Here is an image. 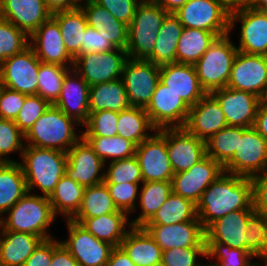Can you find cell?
Returning a JSON list of instances; mask_svg holds the SVG:
<instances>
[{
    "mask_svg": "<svg viewBox=\"0 0 267 266\" xmlns=\"http://www.w3.org/2000/svg\"><path fill=\"white\" fill-rule=\"evenodd\" d=\"M78 124L54 105L39 117L24 135L26 146L67 152L81 137L75 131Z\"/></svg>",
    "mask_w": 267,
    "mask_h": 266,
    "instance_id": "obj_4",
    "label": "cell"
},
{
    "mask_svg": "<svg viewBox=\"0 0 267 266\" xmlns=\"http://www.w3.org/2000/svg\"><path fill=\"white\" fill-rule=\"evenodd\" d=\"M166 147L174 174L187 171L206 156V143L184 128H166Z\"/></svg>",
    "mask_w": 267,
    "mask_h": 266,
    "instance_id": "obj_19",
    "label": "cell"
},
{
    "mask_svg": "<svg viewBox=\"0 0 267 266\" xmlns=\"http://www.w3.org/2000/svg\"><path fill=\"white\" fill-rule=\"evenodd\" d=\"M239 137L242 127H224L205 141L206 155L224 166L238 149Z\"/></svg>",
    "mask_w": 267,
    "mask_h": 266,
    "instance_id": "obj_41",
    "label": "cell"
},
{
    "mask_svg": "<svg viewBox=\"0 0 267 266\" xmlns=\"http://www.w3.org/2000/svg\"><path fill=\"white\" fill-rule=\"evenodd\" d=\"M253 210L267 216V168L250 178Z\"/></svg>",
    "mask_w": 267,
    "mask_h": 266,
    "instance_id": "obj_58",
    "label": "cell"
},
{
    "mask_svg": "<svg viewBox=\"0 0 267 266\" xmlns=\"http://www.w3.org/2000/svg\"><path fill=\"white\" fill-rule=\"evenodd\" d=\"M69 237L61 241L80 266H106L114 248L108 242L99 240L79 223L67 220Z\"/></svg>",
    "mask_w": 267,
    "mask_h": 266,
    "instance_id": "obj_13",
    "label": "cell"
},
{
    "mask_svg": "<svg viewBox=\"0 0 267 266\" xmlns=\"http://www.w3.org/2000/svg\"><path fill=\"white\" fill-rule=\"evenodd\" d=\"M127 59L126 50L120 48L98 53H82L74 60L73 69L92 86L121 78Z\"/></svg>",
    "mask_w": 267,
    "mask_h": 266,
    "instance_id": "obj_8",
    "label": "cell"
},
{
    "mask_svg": "<svg viewBox=\"0 0 267 266\" xmlns=\"http://www.w3.org/2000/svg\"><path fill=\"white\" fill-rule=\"evenodd\" d=\"M3 233H4V227H3L2 220L0 218V246H1V241H2V237H3Z\"/></svg>",
    "mask_w": 267,
    "mask_h": 266,
    "instance_id": "obj_68",
    "label": "cell"
},
{
    "mask_svg": "<svg viewBox=\"0 0 267 266\" xmlns=\"http://www.w3.org/2000/svg\"><path fill=\"white\" fill-rule=\"evenodd\" d=\"M169 13L155 3H140L135 10L128 30H146L159 32L165 17Z\"/></svg>",
    "mask_w": 267,
    "mask_h": 266,
    "instance_id": "obj_49",
    "label": "cell"
},
{
    "mask_svg": "<svg viewBox=\"0 0 267 266\" xmlns=\"http://www.w3.org/2000/svg\"><path fill=\"white\" fill-rule=\"evenodd\" d=\"M143 228L162 251L172 248L206 247L205 230L200 221L168 225H144Z\"/></svg>",
    "mask_w": 267,
    "mask_h": 266,
    "instance_id": "obj_20",
    "label": "cell"
},
{
    "mask_svg": "<svg viewBox=\"0 0 267 266\" xmlns=\"http://www.w3.org/2000/svg\"><path fill=\"white\" fill-rule=\"evenodd\" d=\"M73 67L41 62L38 71L37 95L53 105L60 96L65 75Z\"/></svg>",
    "mask_w": 267,
    "mask_h": 266,
    "instance_id": "obj_42",
    "label": "cell"
},
{
    "mask_svg": "<svg viewBox=\"0 0 267 266\" xmlns=\"http://www.w3.org/2000/svg\"><path fill=\"white\" fill-rule=\"evenodd\" d=\"M110 196L112 197L118 210L129 215L136 211V200L138 197L139 184L137 183H120L106 184Z\"/></svg>",
    "mask_w": 267,
    "mask_h": 266,
    "instance_id": "obj_54",
    "label": "cell"
},
{
    "mask_svg": "<svg viewBox=\"0 0 267 266\" xmlns=\"http://www.w3.org/2000/svg\"><path fill=\"white\" fill-rule=\"evenodd\" d=\"M84 11L89 27L105 31L107 40L116 48L126 50L128 43V25L117 20L107 9L95 1L80 6Z\"/></svg>",
    "mask_w": 267,
    "mask_h": 266,
    "instance_id": "obj_29",
    "label": "cell"
},
{
    "mask_svg": "<svg viewBox=\"0 0 267 266\" xmlns=\"http://www.w3.org/2000/svg\"><path fill=\"white\" fill-rule=\"evenodd\" d=\"M155 0H139L140 3H154Z\"/></svg>",
    "mask_w": 267,
    "mask_h": 266,
    "instance_id": "obj_70",
    "label": "cell"
},
{
    "mask_svg": "<svg viewBox=\"0 0 267 266\" xmlns=\"http://www.w3.org/2000/svg\"><path fill=\"white\" fill-rule=\"evenodd\" d=\"M254 129L267 140V101L262 100L258 107Z\"/></svg>",
    "mask_w": 267,
    "mask_h": 266,
    "instance_id": "obj_61",
    "label": "cell"
},
{
    "mask_svg": "<svg viewBox=\"0 0 267 266\" xmlns=\"http://www.w3.org/2000/svg\"><path fill=\"white\" fill-rule=\"evenodd\" d=\"M29 36L0 16V64L29 46Z\"/></svg>",
    "mask_w": 267,
    "mask_h": 266,
    "instance_id": "obj_46",
    "label": "cell"
},
{
    "mask_svg": "<svg viewBox=\"0 0 267 266\" xmlns=\"http://www.w3.org/2000/svg\"><path fill=\"white\" fill-rule=\"evenodd\" d=\"M119 113L110 110L90 112L82 131L83 137H112L117 135Z\"/></svg>",
    "mask_w": 267,
    "mask_h": 266,
    "instance_id": "obj_50",
    "label": "cell"
},
{
    "mask_svg": "<svg viewBox=\"0 0 267 266\" xmlns=\"http://www.w3.org/2000/svg\"><path fill=\"white\" fill-rule=\"evenodd\" d=\"M51 12L79 8L74 0H43Z\"/></svg>",
    "mask_w": 267,
    "mask_h": 266,
    "instance_id": "obj_63",
    "label": "cell"
},
{
    "mask_svg": "<svg viewBox=\"0 0 267 266\" xmlns=\"http://www.w3.org/2000/svg\"><path fill=\"white\" fill-rule=\"evenodd\" d=\"M224 172L252 177L267 168V140L254 127L243 128L238 149L223 166Z\"/></svg>",
    "mask_w": 267,
    "mask_h": 266,
    "instance_id": "obj_7",
    "label": "cell"
},
{
    "mask_svg": "<svg viewBox=\"0 0 267 266\" xmlns=\"http://www.w3.org/2000/svg\"><path fill=\"white\" fill-rule=\"evenodd\" d=\"M250 6L256 10L267 12V0H253Z\"/></svg>",
    "mask_w": 267,
    "mask_h": 266,
    "instance_id": "obj_66",
    "label": "cell"
},
{
    "mask_svg": "<svg viewBox=\"0 0 267 266\" xmlns=\"http://www.w3.org/2000/svg\"><path fill=\"white\" fill-rule=\"evenodd\" d=\"M253 209L250 177L224 172L203 193L196 212L206 230L214 221L236 210Z\"/></svg>",
    "mask_w": 267,
    "mask_h": 266,
    "instance_id": "obj_1",
    "label": "cell"
},
{
    "mask_svg": "<svg viewBox=\"0 0 267 266\" xmlns=\"http://www.w3.org/2000/svg\"><path fill=\"white\" fill-rule=\"evenodd\" d=\"M227 87L253 93L264 100L267 93V56L238 51Z\"/></svg>",
    "mask_w": 267,
    "mask_h": 266,
    "instance_id": "obj_12",
    "label": "cell"
},
{
    "mask_svg": "<svg viewBox=\"0 0 267 266\" xmlns=\"http://www.w3.org/2000/svg\"><path fill=\"white\" fill-rule=\"evenodd\" d=\"M104 173L105 184L143 183L141 169L135 156L110 162Z\"/></svg>",
    "mask_w": 267,
    "mask_h": 266,
    "instance_id": "obj_47",
    "label": "cell"
},
{
    "mask_svg": "<svg viewBox=\"0 0 267 266\" xmlns=\"http://www.w3.org/2000/svg\"><path fill=\"white\" fill-rule=\"evenodd\" d=\"M222 2L230 11H232L238 8L250 6L253 0H222Z\"/></svg>",
    "mask_w": 267,
    "mask_h": 266,
    "instance_id": "obj_65",
    "label": "cell"
},
{
    "mask_svg": "<svg viewBox=\"0 0 267 266\" xmlns=\"http://www.w3.org/2000/svg\"><path fill=\"white\" fill-rule=\"evenodd\" d=\"M71 220L79 223L99 240L108 242L114 247H119L125 238L129 231L126 226L132 227L131 223H128V214L120 210L99 217L72 218Z\"/></svg>",
    "mask_w": 267,
    "mask_h": 266,
    "instance_id": "obj_27",
    "label": "cell"
},
{
    "mask_svg": "<svg viewBox=\"0 0 267 266\" xmlns=\"http://www.w3.org/2000/svg\"><path fill=\"white\" fill-rule=\"evenodd\" d=\"M40 63L28 46L0 64V85L26 95L37 94Z\"/></svg>",
    "mask_w": 267,
    "mask_h": 266,
    "instance_id": "obj_10",
    "label": "cell"
},
{
    "mask_svg": "<svg viewBox=\"0 0 267 266\" xmlns=\"http://www.w3.org/2000/svg\"><path fill=\"white\" fill-rule=\"evenodd\" d=\"M223 166L209 156L171 179L172 192L197 204L202 193L222 174Z\"/></svg>",
    "mask_w": 267,
    "mask_h": 266,
    "instance_id": "obj_17",
    "label": "cell"
},
{
    "mask_svg": "<svg viewBox=\"0 0 267 266\" xmlns=\"http://www.w3.org/2000/svg\"><path fill=\"white\" fill-rule=\"evenodd\" d=\"M160 81L181 97L189 107L206 94L192 64L175 62L161 65Z\"/></svg>",
    "mask_w": 267,
    "mask_h": 266,
    "instance_id": "obj_25",
    "label": "cell"
},
{
    "mask_svg": "<svg viewBox=\"0 0 267 266\" xmlns=\"http://www.w3.org/2000/svg\"><path fill=\"white\" fill-rule=\"evenodd\" d=\"M57 21L64 45L70 56L75 60L81 54V46L85 30L88 27L87 18L81 7L53 12Z\"/></svg>",
    "mask_w": 267,
    "mask_h": 266,
    "instance_id": "obj_30",
    "label": "cell"
},
{
    "mask_svg": "<svg viewBox=\"0 0 267 266\" xmlns=\"http://www.w3.org/2000/svg\"><path fill=\"white\" fill-rule=\"evenodd\" d=\"M211 94L221 105L228 126L248 128L254 125L262 99L253 93L228 87Z\"/></svg>",
    "mask_w": 267,
    "mask_h": 266,
    "instance_id": "obj_18",
    "label": "cell"
},
{
    "mask_svg": "<svg viewBox=\"0 0 267 266\" xmlns=\"http://www.w3.org/2000/svg\"><path fill=\"white\" fill-rule=\"evenodd\" d=\"M130 106L121 78L90 86L89 112L110 110L119 113Z\"/></svg>",
    "mask_w": 267,
    "mask_h": 266,
    "instance_id": "obj_32",
    "label": "cell"
},
{
    "mask_svg": "<svg viewBox=\"0 0 267 266\" xmlns=\"http://www.w3.org/2000/svg\"><path fill=\"white\" fill-rule=\"evenodd\" d=\"M218 36L201 29L183 28L176 50V62L194 65Z\"/></svg>",
    "mask_w": 267,
    "mask_h": 266,
    "instance_id": "obj_37",
    "label": "cell"
},
{
    "mask_svg": "<svg viewBox=\"0 0 267 266\" xmlns=\"http://www.w3.org/2000/svg\"><path fill=\"white\" fill-rule=\"evenodd\" d=\"M106 266H136L125 251L119 246L114 247Z\"/></svg>",
    "mask_w": 267,
    "mask_h": 266,
    "instance_id": "obj_62",
    "label": "cell"
},
{
    "mask_svg": "<svg viewBox=\"0 0 267 266\" xmlns=\"http://www.w3.org/2000/svg\"><path fill=\"white\" fill-rule=\"evenodd\" d=\"M159 32L128 30L127 56L134 60H147L156 46Z\"/></svg>",
    "mask_w": 267,
    "mask_h": 266,
    "instance_id": "obj_51",
    "label": "cell"
},
{
    "mask_svg": "<svg viewBox=\"0 0 267 266\" xmlns=\"http://www.w3.org/2000/svg\"><path fill=\"white\" fill-rule=\"evenodd\" d=\"M1 217L4 230L33 234L44 239L52 238L48 229L55 221L49 197L27 192Z\"/></svg>",
    "mask_w": 267,
    "mask_h": 266,
    "instance_id": "obj_3",
    "label": "cell"
},
{
    "mask_svg": "<svg viewBox=\"0 0 267 266\" xmlns=\"http://www.w3.org/2000/svg\"><path fill=\"white\" fill-rule=\"evenodd\" d=\"M206 258V247H175L162 251V263L164 266H206L198 261V256Z\"/></svg>",
    "mask_w": 267,
    "mask_h": 266,
    "instance_id": "obj_53",
    "label": "cell"
},
{
    "mask_svg": "<svg viewBox=\"0 0 267 266\" xmlns=\"http://www.w3.org/2000/svg\"><path fill=\"white\" fill-rule=\"evenodd\" d=\"M82 1V4H86V3H90L92 1H95V0H74V2L80 7L82 4L81 2ZM84 2V3H83Z\"/></svg>",
    "mask_w": 267,
    "mask_h": 266,
    "instance_id": "obj_69",
    "label": "cell"
},
{
    "mask_svg": "<svg viewBox=\"0 0 267 266\" xmlns=\"http://www.w3.org/2000/svg\"><path fill=\"white\" fill-rule=\"evenodd\" d=\"M173 14L183 28L213 32L218 37L230 33V10L222 0H188Z\"/></svg>",
    "mask_w": 267,
    "mask_h": 266,
    "instance_id": "obj_6",
    "label": "cell"
},
{
    "mask_svg": "<svg viewBox=\"0 0 267 266\" xmlns=\"http://www.w3.org/2000/svg\"><path fill=\"white\" fill-rule=\"evenodd\" d=\"M26 96V94L0 85V118L15 121Z\"/></svg>",
    "mask_w": 267,
    "mask_h": 266,
    "instance_id": "obj_55",
    "label": "cell"
},
{
    "mask_svg": "<svg viewBox=\"0 0 267 266\" xmlns=\"http://www.w3.org/2000/svg\"><path fill=\"white\" fill-rule=\"evenodd\" d=\"M253 209L236 210L214 221L205 230V241H216L236 249H246V224Z\"/></svg>",
    "mask_w": 267,
    "mask_h": 266,
    "instance_id": "obj_26",
    "label": "cell"
},
{
    "mask_svg": "<svg viewBox=\"0 0 267 266\" xmlns=\"http://www.w3.org/2000/svg\"><path fill=\"white\" fill-rule=\"evenodd\" d=\"M206 242V257L217 258V262L207 266H254L251 259L254 256L246 249H236L216 241Z\"/></svg>",
    "mask_w": 267,
    "mask_h": 266,
    "instance_id": "obj_44",
    "label": "cell"
},
{
    "mask_svg": "<svg viewBox=\"0 0 267 266\" xmlns=\"http://www.w3.org/2000/svg\"><path fill=\"white\" fill-rule=\"evenodd\" d=\"M95 2L126 25L132 22L136 7L140 4L138 0H95Z\"/></svg>",
    "mask_w": 267,
    "mask_h": 266,
    "instance_id": "obj_56",
    "label": "cell"
},
{
    "mask_svg": "<svg viewBox=\"0 0 267 266\" xmlns=\"http://www.w3.org/2000/svg\"><path fill=\"white\" fill-rule=\"evenodd\" d=\"M89 89L90 86L72 68L65 75L60 96L53 105L83 127L90 113Z\"/></svg>",
    "mask_w": 267,
    "mask_h": 266,
    "instance_id": "obj_24",
    "label": "cell"
},
{
    "mask_svg": "<svg viewBox=\"0 0 267 266\" xmlns=\"http://www.w3.org/2000/svg\"><path fill=\"white\" fill-rule=\"evenodd\" d=\"M43 0H0V16L28 36L52 17Z\"/></svg>",
    "mask_w": 267,
    "mask_h": 266,
    "instance_id": "obj_23",
    "label": "cell"
},
{
    "mask_svg": "<svg viewBox=\"0 0 267 266\" xmlns=\"http://www.w3.org/2000/svg\"><path fill=\"white\" fill-rule=\"evenodd\" d=\"M50 105L51 104L47 100L37 94L27 95L22 108L15 119V124L25 135Z\"/></svg>",
    "mask_w": 267,
    "mask_h": 266,
    "instance_id": "obj_52",
    "label": "cell"
},
{
    "mask_svg": "<svg viewBox=\"0 0 267 266\" xmlns=\"http://www.w3.org/2000/svg\"><path fill=\"white\" fill-rule=\"evenodd\" d=\"M188 0H155L154 3L162 7L168 13H174L179 8H181L184 4H186Z\"/></svg>",
    "mask_w": 267,
    "mask_h": 266,
    "instance_id": "obj_64",
    "label": "cell"
},
{
    "mask_svg": "<svg viewBox=\"0 0 267 266\" xmlns=\"http://www.w3.org/2000/svg\"><path fill=\"white\" fill-rule=\"evenodd\" d=\"M236 21L241 23L238 51L267 56V12L251 6L230 11V32Z\"/></svg>",
    "mask_w": 267,
    "mask_h": 266,
    "instance_id": "obj_14",
    "label": "cell"
},
{
    "mask_svg": "<svg viewBox=\"0 0 267 266\" xmlns=\"http://www.w3.org/2000/svg\"><path fill=\"white\" fill-rule=\"evenodd\" d=\"M142 185L139 195L142 211L130 222L132 227H143L172 193L171 181L143 182Z\"/></svg>",
    "mask_w": 267,
    "mask_h": 266,
    "instance_id": "obj_39",
    "label": "cell"
},
{
    "mask_svg": "<svg viewBox=\"0 0 267 266\" xmlns=\"http://www.w3.org/2000/svg\"><path fill=\"white\" fill-rule=\"evenodd\" d=\"M156 266H164V264L162 262H160Z\"/></svg>",
    "mask_w": 267,
    "mask_h": 266,
    "instance_id": "obj_71",
    "label": "cell"
},
{
    "mask_svg": "<svg viewBox=\"0 0 267 266\" xmlns=\"http://www.w3.org/2000/svg\"><path fill=\"white\" fill-rule=\"evenodd\" d=\"M104 33V30L94 29L88 26L85 30L81 54L98 53L116 49V47L107 40V36Z\"/></svg>",
    "mask_w": 267,
    "mask_h": 266,
    "instance_id": "obj_57",
    "label": "cell"
},
{
    "mask_svg": "<svg viewBox=\"0 0 267 266\" xmlns=\"http://www.w3.org/2000/svg\"><path fill=\"white\" fill-rule=\"evenodd\" d=\"M29 38V46L41 62L74 66V59L66 50L59 25L53 17L45 21Z\"/></svg>",
    "mask_w": 267,
    "mask_h": 266,
    "instance_id": "obj_22",
    "label": "cell"
},
{
    "mask_svg": "<svg viewBox=\"0 0 267 266\" xmlns=\"http://www.w3.org/2000/svg\"><path fill=\"white\" fill-rule=\"evenodd\" d=\"M27 192L20 162L0 163V216L6 214Z\"/></svg>",
    "mask_w": 267,
    "mask_h": 266,
    "instance_id": "obj_33",
    "label": "cell"
},
{
    "mask_svg": "<svg viewBox=\"0 0 267 266\" xmlns=\"http://www.w3.org/2000/svg\"><path fill=\"white\" fill-rule=\"evenodd\" d=\"M24 177L28 192L39 188L43 196L50 197L56 184L65 174L67 153L35 146H25L22 152Z\"/></svg>",
    "mask_w": 267,
    "mask_h": 266,
    "instance_id": "obj_2",
    "label": "cell"
},
{
    "mask_svg": "<svg viewBox=\"0 0 267 266\" xmlns=\"http://www.w3.org/2000/svg\"><path fill=\"white\" fill-rule=\"evenodd\" d=\"M260 259H263V261L265 262V263L263 264V261L261 260L262 266H267V255L264 256V257H260ZM254 266H261V264L255 262V263H254Z\"/></svg>",
    "mask_w": 267,
    "mask_h": 266,
    "instance_id": "obj_67",
    "label": "cell"
},
{
    "mask_svg": "<svg viewBox=\"0 0 267 266\" xmlns=\"http://www.w3.org/2000/svg\"><path fill=\"white\" fill-rule=\"evenodd\" d=\"M246 250L254 257L267 255V216L252 211L246 224Z\"/></svg>",
    "mask_w": 267,
    "mask_h": 266,
    "instance_id": "obj_45",
    "label": "cell"
},
{
    "mask_svg": "<svg viewBox=\"0 0 267 266\" xmlns=\"http://www.w3.org/2000/svg\"><path fill=\"white\" fill-rule=\"evenodd\" d=\"M190 107L174 91L159 81L145 108L152 125L157 129L183 128Z\"/></svg>",
    "mask_w": 267,
    "mask_h": 266,
    "instance_id": "obj_15",
    "label": "cell"
},
{
    "mask_svg": "<svg viewBox=\"0 0 267 266\" xmlns=\"http://www.w3.org/2000/svg\"><path fill=\"white\" fill-rule=\"evenodd\" d=\"M54 252V239H44L25 261L24 266H51Z\"/></svg>",
    "mask_w": 267,
    "mask_h": 266,
    "instance_id": "obj_59",
    "label": "cell"
},
{
    "mask_svg": "<svg viewBox=\"0 0 267 266\" xmlns=\"http://www.w3.org/2000/svg\"><path fill=\"white\" fill-rule=\"evenodd\" d=\"M150 130L155 132L157 129L152 125L145 108L130 106L119 112L117 135L138 146L151 136Z\"/></svg>",
    "mask_w": 267,
    "mask_h": 266,
    "instance_id": "obj_36",
    "label": "cell"
},
{
    "mask_svg": "<svg viewBox=\"0 0 267 266\" xmlns=\"http://www.w3.org/2000/svg\"><path fill=\"white\" fill-rule=\"evenodd\" d=\"M229 33L219 36L194 64L200 85L206 93L227 87L234 59L238 53Z\"/></svg>",
    "mask_w": 267,
    "mask_h": 266,
    "instance_id": "obj_5",
    "label": "cell"
},
{
    "mask_svg": "<svg viewBox=\"0 0 267 266\" xmlns=\"http://www.w3.org/2000/svg\"><path fill=\"white\" fill-rule=\"evenodd\" d=\"M120 247L136 266H156L162 249L143 227H130Z\"/></svg>",
    "mask_w": 267,
    "mask_h": 266,
    "instance_id": "obj_28",
    "label": "cell"
},
{
    "mask_svg": "<svg viewBox=\"0 0 267 266\" xmlns=\"http://www.w3.org/2000/svg\"><path fill=\"white\" fill-rule=\"evenodd\" d=\"M42 240L33 234L4 230L0 246V266H24Z\"/></svg>",
    "mask_w": 267,
    "mask_h": 266,
    "instance_id": "obj_31",
    "label": "cell"
},
{
    "mask_svg": "<svg viewBox=\"0 0 267 266\" xmlns=\"http://www.w3.org/2000/svg\"><path fill=\"white\" fill-rule=\"evenodd\" d=\"M228 126L224 112L217 99L206 93L190 107L184 129L191 135L207 141L212 135Z\"/></svg>",
    "mask_w": 267,
    "mask_h": 266,
    "instance_id": "obj_21",
    "label": "cell"
},
{
    "mask_svg": "<svg viewBox=\"0 0 267 266\" xmlns=\"http://www.w3.org/2000/svg\"><path fill=\"white\" fill-rule=\"evenodd\" d=\"M121 79L130 105L146 108L160 81V66L148 60L128 58Z\"/></svg>",
    "mask_w": 267,
    "mask_h": 266,
    "instance_id": "obj_9",
    "label": "cell"
},
{
    "mask_svg": "<svg viewBox=\"0 0 267 266\" xmlns=\"http://www.w3.org/2000/svg\"><path fill=\"white\" fill-rule=\"evenodd\" d=\"M182 30L183 25L179 19L173 13H169L158 33L155 49L147 60L159 66L175 63L177 45Z\"/></svg>",
    "mask_w": 267,
    "mask_h": 266,
    "instance_id": "obj_34",
    "label": "cell"
},
{
    "mask_svg": "<svg viewBox=\"0 0 267 266\" xmlns=\"http://www.w3.org/2000/svg\"><path fill=\"white\" fill-rule=\"evenodd\" d=\"M95 153L105 162L127 159L135 156L136 145L119 135L112 137H84Z\"/></svg>",
    "mask_w": 267,
    "mask_h": 266,
    "instance_id": "obj_43",
    "label": "cell"
},
{
    "mask_svg": "<svg viewBox=\"0 0 267 266\" xmlns=\"http://www.w3.org/2000/svg\"><path fill=\"white\" fill-rule=\"evenodd\" d=\"M187 221H200L196 212V204L172 192L145 225H168Z\"/></svg>",
    "mask_w": 267,
    "mask_h": 266,
    "instance_id": "obj_38",
    "label": "cell"
},
{
    "mask_svg": "<svg viewBox=\"0 0 267 266\" xmlns=\"http://www.w3.org/2000/svg\"><path fill=\"white\" fill-rule=\"evenodd\" d=\"M66 153V176L84 188L103 183L106 164L83 136Z\"/></svg>",
    "mask_w": 267,
    "mask_h": 266,
    "instance_id": "obj_16",
    "label": "cell"
},
{
    "mask_svg": "<svg viewBox=\"0 0 267 266\" xmlns=\"http://www.w3.org/2000/svg\"><path fill=\"white\" fill-rule=\"evenodd\" d=\"M24 134L20 131L14 120L0 118V163H18L8 158L9 154L22 152L25 147Z\"/></svg>",
    "mask_w": 267,
    "mask_h": 266,
    "instance_id": "obj_48",
    "label": "cell"
},
{
    "mask_svg": "<svg viewBox=\"0 0 267 266\" xmlns=\"http://www.w3.org/2000/svg\"><path fill=\"white\" fill-rule=\"evenodd\" d=\"M84 189L64 174L49 197L55 216L62 214L67 220H71L80 209Z\"/></svg>",
    "mask_w": 267,
    "mask_h": 266,
    "instance_id": "obj_35",
    "label": "cell"
},
{
    "mask_svg": "<svg viewBox=\"0 0 267 266\" xmlns=\"http://www.w3.org/2000/svg\"><path fill=\"white\" fill-rule=\"evenodd\" d=\"M154 133L136 146L143 182L171 181L174 172L167 153L166 128Z\"/></svg>",
    "mask_w": 267,
    "mask_h": 266,
    "instance_id": "obj_11",
    "label": "cell"
},
{
    "mask_svg": "<svg viewBox=\"0 0 267 266\" xmlns=\"http://www.w3.org/2000/svg\"><path fill=\"white\" fill-rule=\"evenodd\" d=\"M117 211L119 210L103 182L84 189L80 209L73 218H94Z\"/></svg>",
    "mask_w": 267,
    "mask_h": 266,
    "instance_id": "obj_40",
    "label": "cell"
},
{
    "mask_svg": "<svg viewBox=\"0 0 267 266\" xmlns=\"http://www.w3.org/2000/svg\"><path fill=\"white\" fill-rule=\"evenodd\" d=\"M51 266H80L64 245L54 239V252Z\"/></svg>",
    "mask_w": 267,
    "mask_h": 266,
    "instance_id": "obj_60",
    "label": "cell"
}]
</instances>
